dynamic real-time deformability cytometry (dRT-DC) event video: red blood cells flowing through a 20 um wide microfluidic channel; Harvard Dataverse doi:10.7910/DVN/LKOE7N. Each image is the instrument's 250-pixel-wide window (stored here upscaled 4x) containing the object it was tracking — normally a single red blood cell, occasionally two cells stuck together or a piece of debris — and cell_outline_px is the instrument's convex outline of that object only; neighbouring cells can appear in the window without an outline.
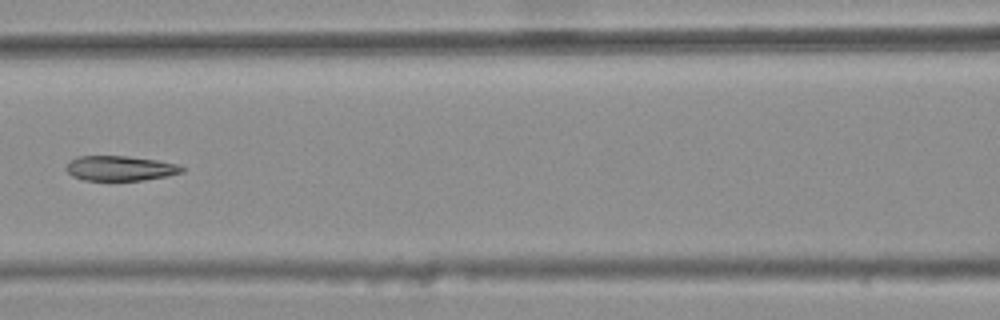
{"species": "common noctule bat (a hibernating species)", "species_latin": "Nyctalus noctula", "temperature_condition": "warm", "stored_images_in_passage": 8, "camera_frame_rate_fps": 3000, "um_per_image_px": 0.085, "animal": {"sex": "female", "body_mass_g": 25.1}, "frame": {"image": 1, "passage_image": 7, "time_ms": 2.0, "image_size_px": [1000, 320], "cell_outline_px": [[184, 172], [168, 176], [144, 180], [84, 180], [72, 176], [64, 168], [76, 156], [128, 156], [156, 160], [180, 164], [184, 168]], "centroid_in_image_um": [10.24, 14.3], "position_along_channel_um": 156.4, "area_um2": 16.88}}
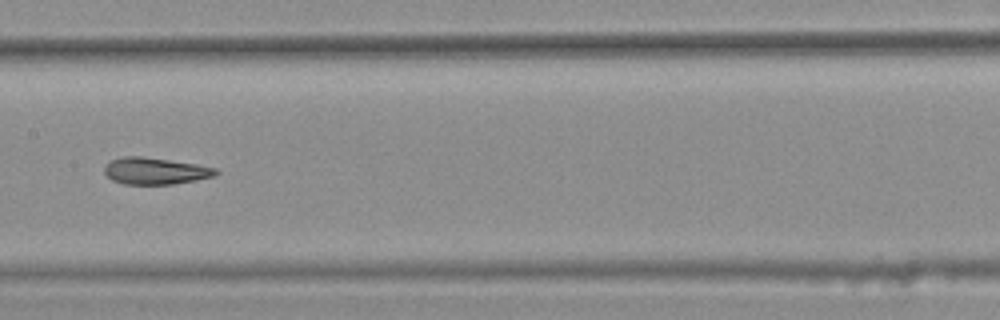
{"frame": {"image": 2, "passage_image": 8, "time_ms": 2.333, "image_size_px": [1000, 320], "cell_outline_px": [[220, 172], [216, 176], [196, 180], [172, 184], [124, 184], [112, 180], [104, 172], [104, 168], [112, 160], [124, 156], [144, 156], [196, 164], [216, 168]], "centroid_in_image_um": [13.23, 14.53], "position_along_channel_um": 194.2, "area_um2": 17.34}}